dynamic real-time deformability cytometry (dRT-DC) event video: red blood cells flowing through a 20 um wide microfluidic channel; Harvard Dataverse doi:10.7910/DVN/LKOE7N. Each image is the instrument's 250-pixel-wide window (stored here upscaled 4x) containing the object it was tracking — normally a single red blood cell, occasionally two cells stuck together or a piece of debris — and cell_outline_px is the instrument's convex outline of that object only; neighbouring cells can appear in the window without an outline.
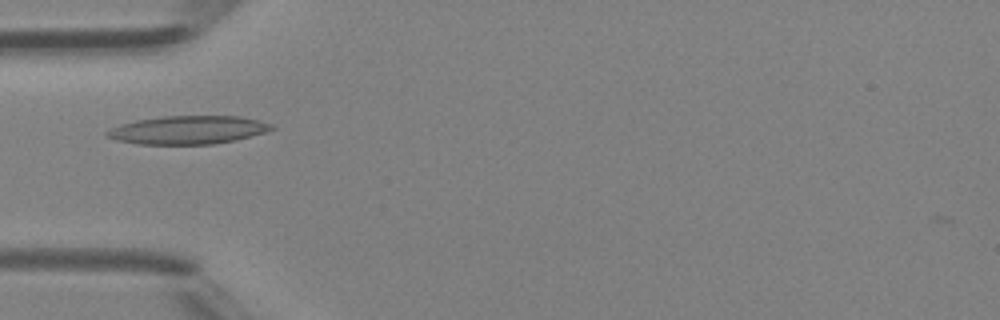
{"species": "Egyptian fruit bat (a non-hibernating species)", "species_latin": "Rousettus aegyptiacus", "temperature_condition": "room temperature", "stored_images_in_passage": 30, "camera_frame_rate_fps": 3000, "um_per_image_px": 0.085, "animal": {"sex": "female"}, "frame": {"image": 1, "passage_image": 1, "time_ms": 0.0, "image_size_px": [1000, 320], "cell_outline_px": [[276, 128], [264, 132], [236, 140], [212, 144], [136, 144], [116, 140], [104, 136], [104, 132], [120, 124], [136, 120], [164, 116], [240, 116], [272, 124]], "centroid_in_image_um": [15.93, 11.05], "position_along_channel_um": 69.1, "area_um2": 27.11}}
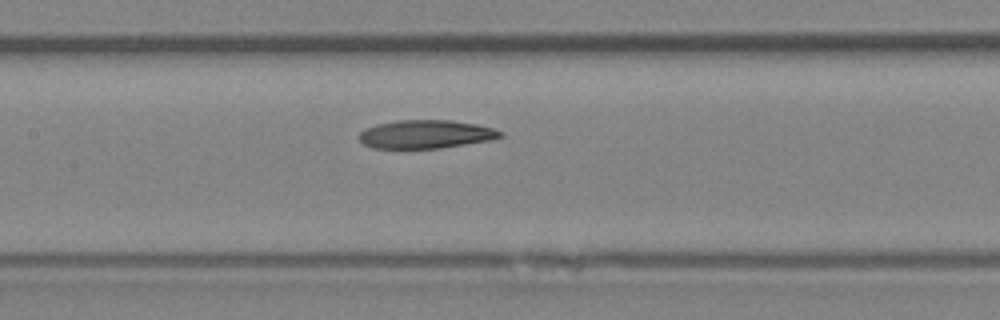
{"frame": {"image": 2, "passage_image": 8, "time_ms": 2.333, "image_size_px": [1000, 320], "cell_outline_px": [[504, 136], [488, 140], [440, 148], [372, 148], [364, 144], [360, 140], [360, 132], [364, 128], [376, 124], [396, 120], [448, 120], [476, 124], [492, 128], [504, 132]], "centroid_in_image_um": [36.17, 11.4], "position_along_channel_um": 171.2, "area_um2": 23.24}}
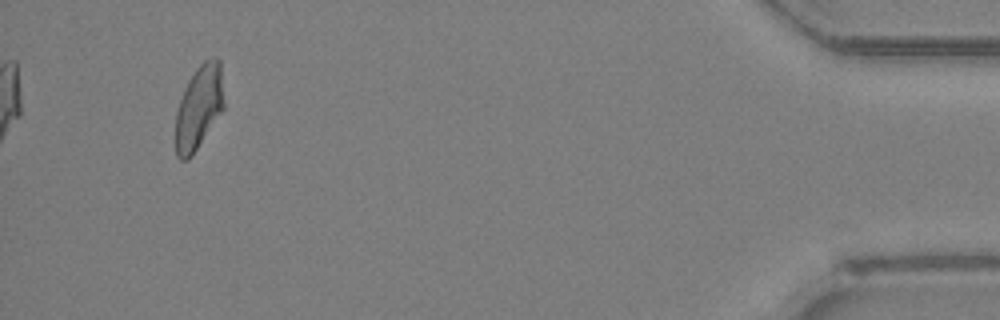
{"frame": {"image": 3, "passage_image": 30, "time_ms": 9.667, "image_size_px": [1000, 320], "cell_outline_px": [[224, 108], [192, 156], [188, 160], [180, 160], [176, 156], [176, 112], [184, 88], [188, 80], [196, 68], [204, 60], [216, 56], [220, 60], [224, 100]], "centroid_in_image_um": [16.91, 9.11], "position_along_channel_um": 418.3, "area_um2": 23.7}}